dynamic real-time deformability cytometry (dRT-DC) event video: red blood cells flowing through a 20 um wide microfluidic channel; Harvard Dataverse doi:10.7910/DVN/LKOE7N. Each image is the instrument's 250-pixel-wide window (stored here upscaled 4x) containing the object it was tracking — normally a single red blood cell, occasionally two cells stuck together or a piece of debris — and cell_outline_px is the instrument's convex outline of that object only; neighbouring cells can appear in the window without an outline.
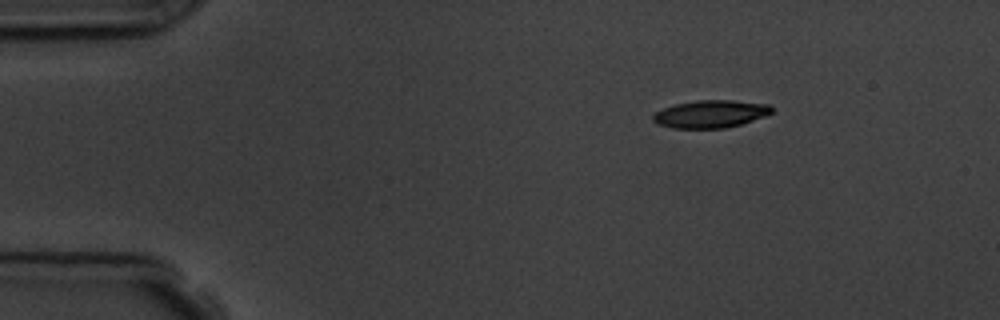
{"species": "common noctule bat (a hibernating species)", "species_latin": "Nyctalus noctula", "temperature_condition": "room temperature", "stored_images_in_passage": 7, "camera_frame_rate_fps": 3000, "um_per_image_px": 0.085, "animal": {"sex": "male", "body_mass_g": 19.5, "forearm_length_mm": 54.6}, "frame": {"image": 1, "passage_image": 1, "time_ms": 0.0, "image_size_px": [1000, 320], "cell_outline_px": [[772, 112], [764, 116], [740, 124], [724, 128], [672, 128], [656, 124], [652, 120], [652, 116], [656, 112], [664, 108], [676, 104], [696, 100], [732, 100], [768, 104], [772, 108]], "centroid_in_image_um": [60.36, 9.69], "position_along_channel_um": 24.6, "area_um2": 18.96}}
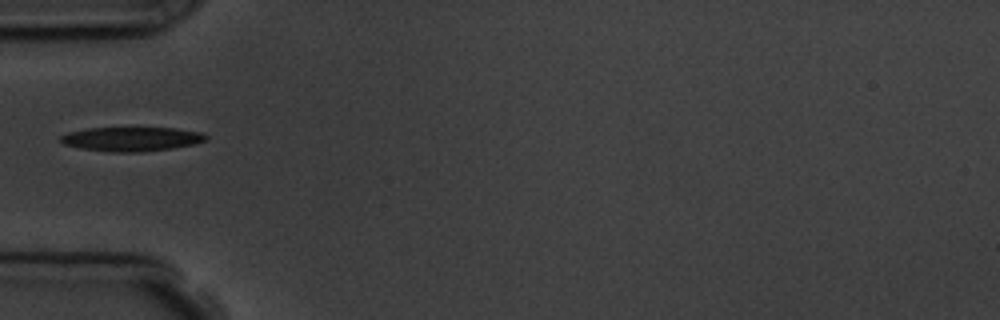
{"frame": {"image": 2, "passage_image": 4, "time_ms": 3.333, "image_size_px": [1000, 320], "cell_outline_px": [[208, 140], [192, 144], [172, 148], [136, 152], [112, 152], [80, 148], [64, 144], [60, 140], [60, 136], [68, 132], [84, 128], [176, 128], [204, 132], [208, 136]], "centroid_in_image_um": [11.19, 11.8], "position_along_channel_um": 73.8, "area_um2": 20.52}}